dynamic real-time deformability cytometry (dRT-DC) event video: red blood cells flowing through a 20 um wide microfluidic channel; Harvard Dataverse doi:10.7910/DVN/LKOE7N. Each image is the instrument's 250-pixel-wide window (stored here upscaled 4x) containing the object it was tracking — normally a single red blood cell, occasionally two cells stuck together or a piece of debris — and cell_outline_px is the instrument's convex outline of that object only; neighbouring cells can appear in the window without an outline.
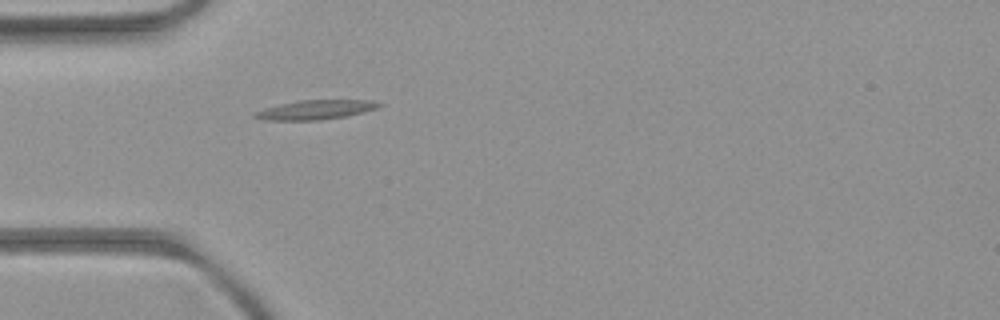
{"species": "common noctule bat (a hibernating species)", "species_latin": "Nyctalus noctula", "temperature_condition": "room temperature", "stored_images_in_passage": 1, "camera_frame_rate_fps": 3000, "um_per_image_px": 0.085, "animal": {"sex": "female", "body_mass_g": 21.9}, "frame": {"image": 1, "passage_image": 1, "time_ms": 0.0, "image_size_px": [1000, 320], "cell_outline_px": [[384, 104], [376, 108], [364, 112], [348, 116], [320, 120], [264, 120], [252, 116], [252, 112], [264, 108], [280, 104], [300, 100], [372, 100]], "centroid_in_image_um": [26.81, 9.33], "position_along_channel_um": 58.2, "area_um2": 14.1}}